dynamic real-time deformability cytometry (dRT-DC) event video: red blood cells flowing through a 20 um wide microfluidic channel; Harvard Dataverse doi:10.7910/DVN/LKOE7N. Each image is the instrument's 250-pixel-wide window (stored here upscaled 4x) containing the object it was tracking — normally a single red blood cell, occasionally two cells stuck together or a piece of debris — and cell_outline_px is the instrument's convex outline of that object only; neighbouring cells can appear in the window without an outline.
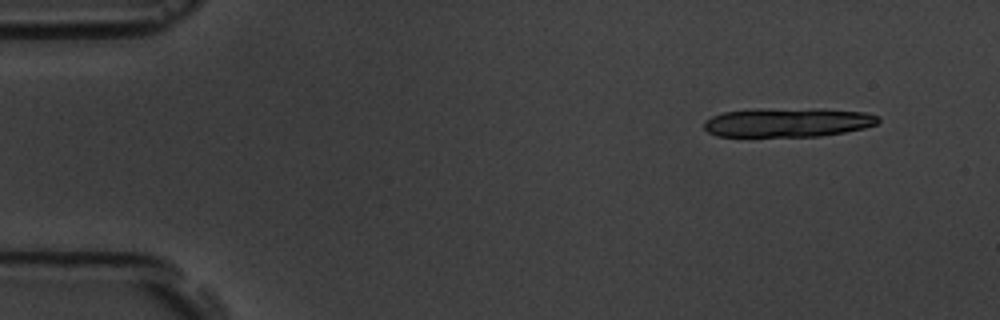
{"species": "common noctule bat (a hibernating species)", "species_latin": "Nyctalus noctula", "temperature_condition": "room temperature", "stored_images_in_passage": 10, "camera_frame_rate_fps": 3000, "um_per_image_px": 0.085, "animal": {"sex": "male", "body_mass_g": 19.5, "forearm_length_mm": 54.6}, "frame": {"image": 1, "passage_image": 1, "time_ms": 0.0, "image_size_px": [1000, 320], "cell_outline_px": [[880, 120], [876, 124], [864, 128], [844, 132], [820, 136], [716, 136], [708, 132], [704, 128], [704, 120], [712, 116], [724, 112], [756, 108], [820, 108], [864, 112], [880, 116]], "centroid_in_image_um": [66.96, 10.38], "position_along_channel_um": 18.0, "area_um2": 29.94}}
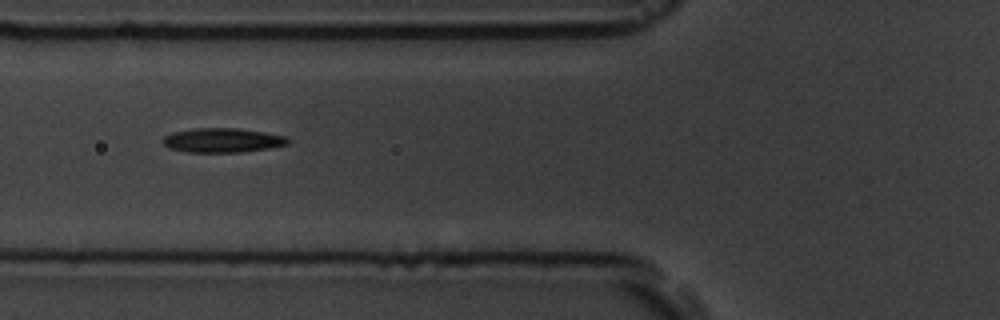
{"frame": {"image": 2, "passage_image": 6, "time_ms": 5.667, "image_size_px": [1000, 320], "cell_outline_px": [[288, 144], [268, 148], [240, 152], [188, 152], [168, 148], [160, 140], [164, 136], [172, 132], [192, 128], [236, 128], [264, 132], [284, 136], [288, 140]], "centroid_in_image_um": [18.83, 11.92], "position_along_channel_um": 107.0, "area_um2": 17.69}}
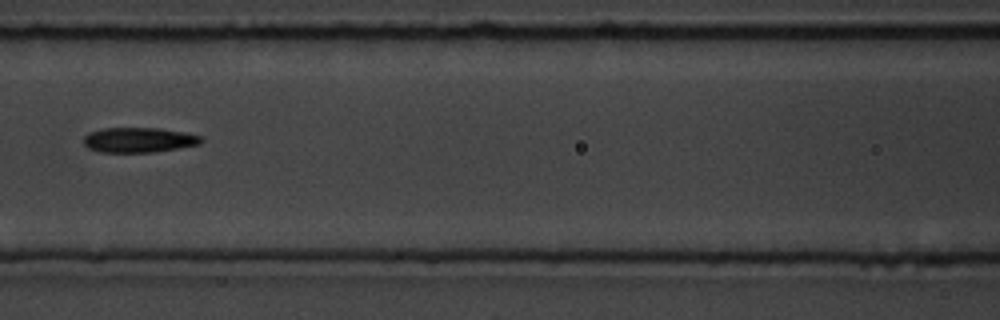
{"frame": {"image": 3, "passage_image": 7, "time_ms": 7.0, "image_size_px": [1000, 320], "cell_outline_px": [[204, 140], [200, 144], [152, 152], [100, 152], [88, 148], [84, 144], [84, 136], [88, 132], [104, 128], [160, 128], [184, 132], [200, 136]], "centroid_in_image_um": [11.78, 11.89], "position_along_channel_um": 154.8, "area_um2": 17.05}}